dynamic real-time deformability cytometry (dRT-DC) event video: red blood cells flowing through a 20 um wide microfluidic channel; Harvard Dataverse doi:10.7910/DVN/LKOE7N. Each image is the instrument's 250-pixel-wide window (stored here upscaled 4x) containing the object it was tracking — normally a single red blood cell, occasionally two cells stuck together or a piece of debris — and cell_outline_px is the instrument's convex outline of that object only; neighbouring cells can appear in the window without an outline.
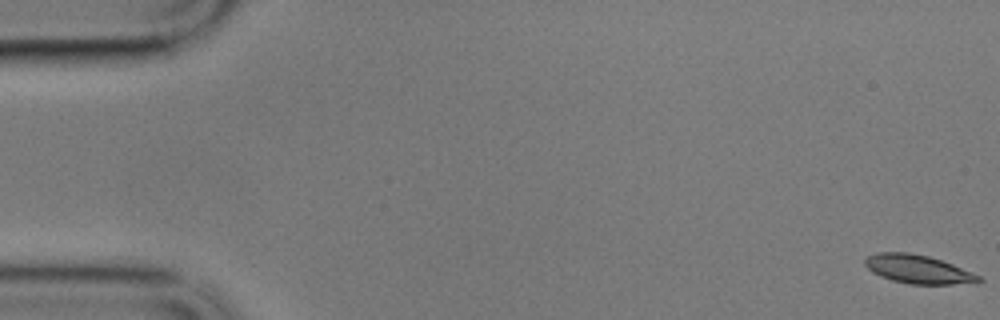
{"species": "common noctule bat (a hibernating species)", "species_latin": "Nyctalus noctula", "temperature_condition": "cold", "stored_images_in_passage": 58, "camera_frame_rate_fps": 3000, "um_per_image_px": 0.085, "animal": {"sex": "male", "body_mass_g": 17.9}, "frame": {"image": 1, "passage_image": 1, "time_ms": 0.0, "image_size_px": [1000, 320], "cell_outline_px": [[984, 280], [980, 284], [908, 284], [892, 280], [880, 276], [872, 272], [864, 264], [864, 260], [868, 256], [876, 252], [908, 252], [928, 256], [952, 264], [980, 276]], "centroid_in_image_um": [78.06, 22.9], "position_along_channel_um": 6.9, "area_um2": 19.07}}
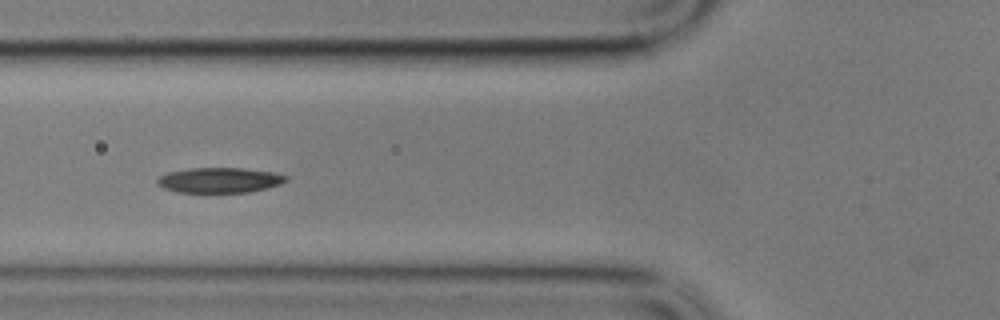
{"frame": {"image": 2, "passage_image": 23, "time_ms": 7.333, "image_size_px": [1000, 320], "cell_outline_px": [[288, 180], [280, 184], [268, 188], [248, 192], [176, 192], [164, 188], [156, 184], [156, 180], [160, 176], [168, 172], [192, 168], [244, 168], [276, 172], [288, 176]], "centroid_in_image_um": [18.69, 15.31], "position_along_channel_um": 107.1, "area_um2": 19.02}}
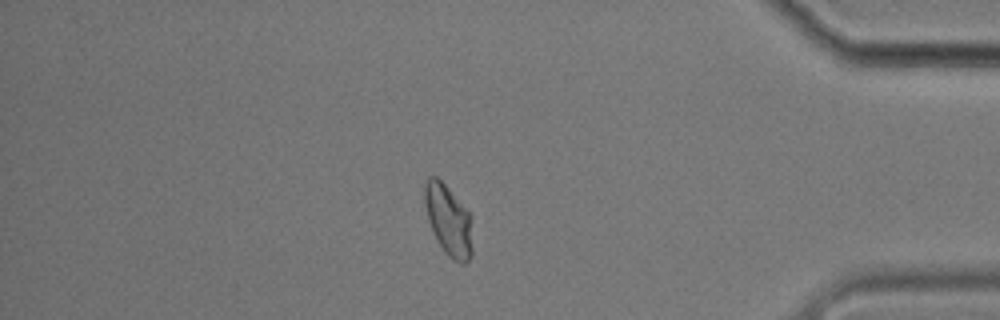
{"frame": {"image": 3, "passage_image": 52, "time_ms": 17.0, "image_size_px": [1000, 320], "cell_outline_px": [[472, 256], [464, 264], [460, 264], [452, 260], [448, 256], [432, 232], [428, 220], [424, 204], [424, 184], [428, 176], [436, 176], [448, 188], [472, 216]], "centroid_in_image_um": [38.12, 18.74], "position_along_channel_um": 397.1, "area_um2": 19.94}, "authors_computed_cell_mechanics": {"area_um2": 19.3341, "velocity_mm_per_s": 3.3428, "shape_relaxation_time_tau1_ms": 4.3206, "shape_relaxation_time_tau2_ms": 2.7366, "deformation_change_tau1": 0.1349, "deformation_change_tau2": 0.0837}}